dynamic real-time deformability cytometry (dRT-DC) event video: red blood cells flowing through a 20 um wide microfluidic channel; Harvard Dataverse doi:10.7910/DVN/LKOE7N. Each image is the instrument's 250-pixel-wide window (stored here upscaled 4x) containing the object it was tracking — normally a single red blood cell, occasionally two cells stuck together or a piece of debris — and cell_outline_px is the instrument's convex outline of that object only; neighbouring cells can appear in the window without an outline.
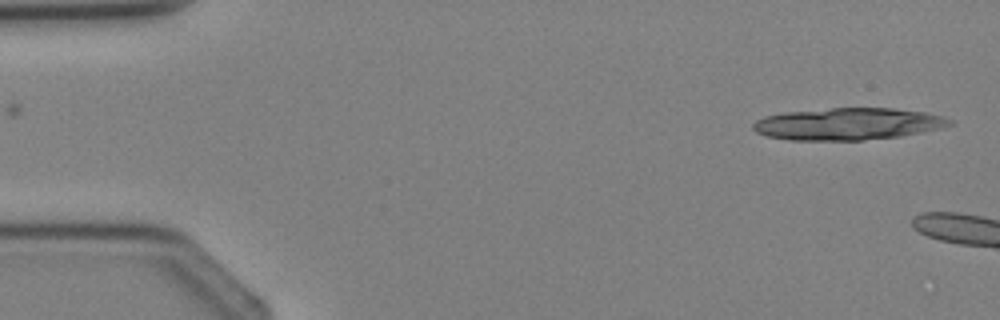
{"species": "Egyptian fruit bat (a non-hibernating species)", "species_latin": "Rousettus aegyptiacus", "temperature_condition": "cold", "stored_images_in_passage": 3, "camera_frame_rate_fps": 3000, "um_per_image_px": 0.085, "animal": {"sex": "female"}, "frame": {"image": 1, "passage_image": 1, "time_ms": 0.0, "image_size_px": [1000, 320], "cell_outline_px": [[952, 124], [940, 128], [900, 136], [864, 140], [788, 140], [768, 136], [756, 132], [752, 128], [752, 124], [756, 120], [764, 116], [784, 112], [832, 108], [892, 108], [924, 112], [944, 116], [952, 120]], "centroid_in_image_um": [72.05, 10.53], "position_along_channel_um": 12.9, "area_um2": 36.65}}